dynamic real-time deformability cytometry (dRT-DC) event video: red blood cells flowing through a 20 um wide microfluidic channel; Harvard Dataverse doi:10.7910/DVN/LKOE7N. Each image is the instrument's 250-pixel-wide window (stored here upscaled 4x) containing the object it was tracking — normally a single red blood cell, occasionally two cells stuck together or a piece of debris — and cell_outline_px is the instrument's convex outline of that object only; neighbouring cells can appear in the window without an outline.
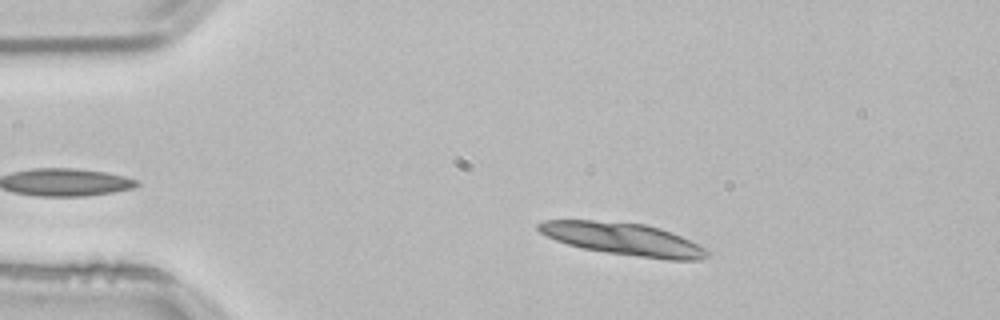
{"species": "common noctule bat (a hibernating species)", "species_latin": "Nyctalus noctula", "temperature_condition": "room temperature", "stored_images_in_passage": 18, "camera_frame_rate_fps": 3000, "um_per_image_px": 0.085, "animal": {"sex": "male", "body_mass_g": 21.5, "forearm_length_mm": 52.0}, "frame": {"image": 1, "passage_image": 8, "time_ms": 2.333, "image_size_px": [1000, 320], "cell_outline_px": [[712, 252], [708, 256], [700, 260], [668, 260], [636, 256], [608, 252], [584, 248], [568, 244], [556, 240], [540, 232], [536, 228], [536, 224], [544, 220], [592, 220], [644, 224], [660, 228], [672, 232]], "centroid_in_image_um": [52.99, 20.32], "position_along_channel_um": 32.0, "area_um2": 31.56}}